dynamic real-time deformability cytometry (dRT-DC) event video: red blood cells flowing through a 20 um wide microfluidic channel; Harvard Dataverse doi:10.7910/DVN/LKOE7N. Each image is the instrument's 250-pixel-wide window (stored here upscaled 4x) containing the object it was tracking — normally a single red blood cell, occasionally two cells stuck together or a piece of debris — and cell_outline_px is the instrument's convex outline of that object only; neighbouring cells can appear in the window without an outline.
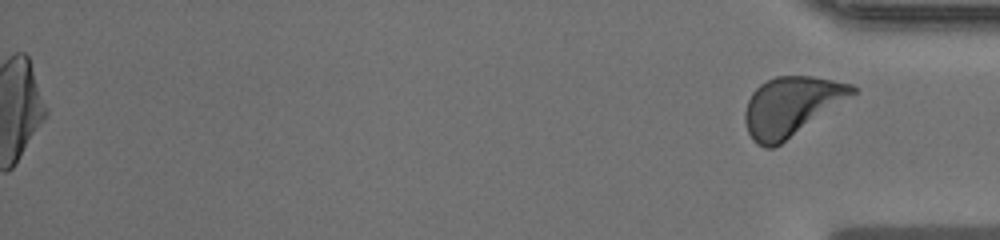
{"species": "human", "species_latin": "Homo sapiens", "temperature_condition": "warm", "stored_images_in_passage": 50, "segment_of_instrument_passage": [2, 2], "camera_frame_rate_fps": 3000, "um_per_image_px": 0.085, "donor": {"sex": "male"}, "frame": {"image": 1, "passage_image": 50, "time_ms": 16.333, "image_size_px": [1000, 240], "cell_outline_px": [[856, 92], [780, 144], [772, 148], [764, 148], [756, 144], [752, 140], [748, 132], [744, 120], [744, 112], [748, 100], [752, 92], [760, 84], [776, 76], [812, 76], [852, 84], [856, 88]], "centroid_in_image_um": [67.19, 9.04], "position_along_channel_um": 368.0, "area_um2": 36.36}}